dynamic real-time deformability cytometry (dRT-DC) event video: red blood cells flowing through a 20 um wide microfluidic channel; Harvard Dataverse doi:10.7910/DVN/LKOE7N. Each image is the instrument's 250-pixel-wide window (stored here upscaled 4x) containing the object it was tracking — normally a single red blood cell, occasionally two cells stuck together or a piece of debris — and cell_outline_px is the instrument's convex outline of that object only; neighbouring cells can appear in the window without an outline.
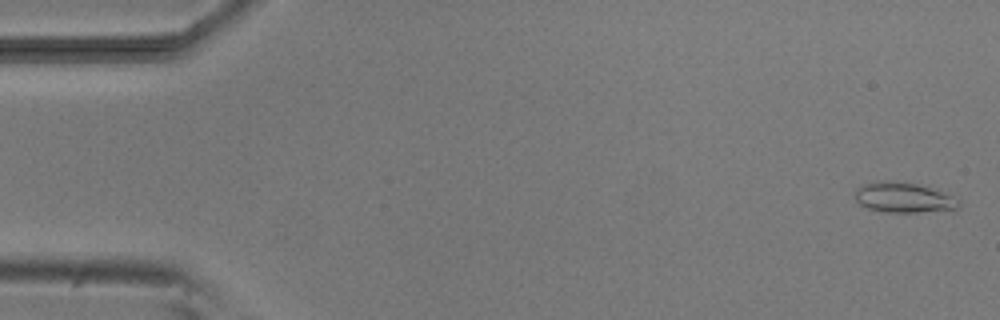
{"species": "common noctule bat (a hibernating species)", "species_latin": "Nyctalus noctula", "temperature_condition": "room temperature", "stored_images_in_passage": 5, "camera_frame_rate_fps": 3000, "um_per_image_px": 0.085, "animal": {"sex": "male", "body_mass_g": 20.5, "forearm_length_mm": 52.5}, "frame": {"image": 1, "passage_image": 1, "time_ms": 0.0, "image_size_px": [1000, 320], "cell_outline_px": [[960, 204], [956, 208], [920, 212], [884, 212], [868, 208], [860, 204], [856, 200], [856, 188], [860, 184], [880, 180], [892, 180], [916, 184], [940, 192], [960, 200]], "centroid_in_image_um": [76.71, 16.78], "position_along_channel_um": 8.3, "area_um2": 17.98}}
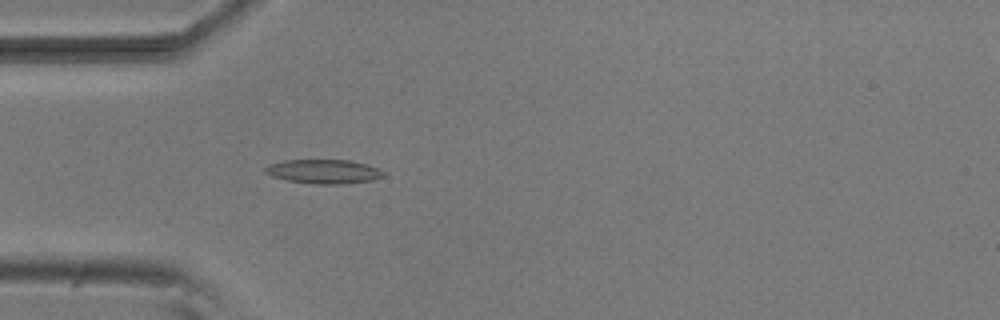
{"frame": {"image": 2, "passage_image": 5, "time_ms": 4.667, "image_size_px": [1000, 320], "cell_outline_px": [[384, 176], [372, 180], [340, 184], [312, 184], [288, 180], [272, 176], [264, 172], [264, 168], [268, 164], [284, 160], [348, 160], [368, 164], [384, 172]], "centroid_in_image_um": [27.49, 14.57], "position_along_channel_um": 57.5, "area_um2": 16.59}}